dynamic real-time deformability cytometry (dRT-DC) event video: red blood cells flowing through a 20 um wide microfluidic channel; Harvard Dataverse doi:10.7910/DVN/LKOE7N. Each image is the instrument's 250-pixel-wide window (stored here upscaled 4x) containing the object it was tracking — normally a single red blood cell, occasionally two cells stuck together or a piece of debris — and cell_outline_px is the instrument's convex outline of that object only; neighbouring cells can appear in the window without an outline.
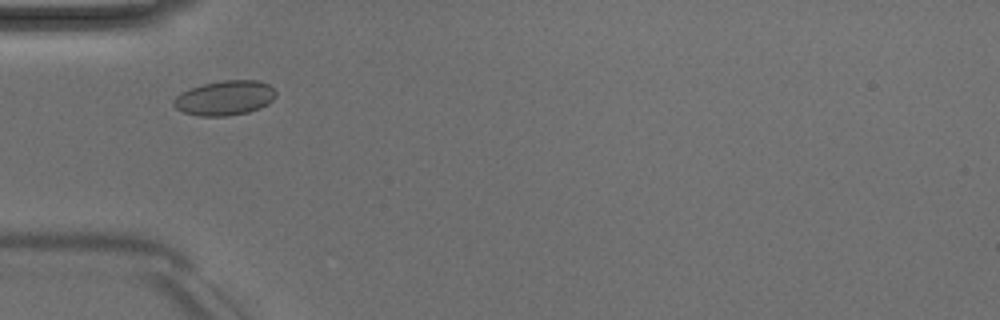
{"species": "Egyptian fruit bat (a non-hibernating species)", "species_latin": "Rousettus aegyptiacus", "temperature_condition": "room temperature", "stored_images_in_passage": 41, "camera_frame_rate_fps": 3000, "um_per_image_px": 0.085, "animal": {"sex": "male"}, "frame": {"image": 1, "passage_image": 7, "time_ms": 2.0, "image_size_px": [1000, 320], "cell_outline_px": [[276, 96], [268, 104], [260, 108], [248, 112], [224, 116], [200, 116], [184, 112], [176, 108], [172, 104], [172, 100], [180, 92], [204, 84], [224, 80], [256, 80], [268, 84], [276, 92]], "centroid_in_image_um": [19.1, 8.33], "position_along_channel_um": 65.9, "area_um2": 20.58}}
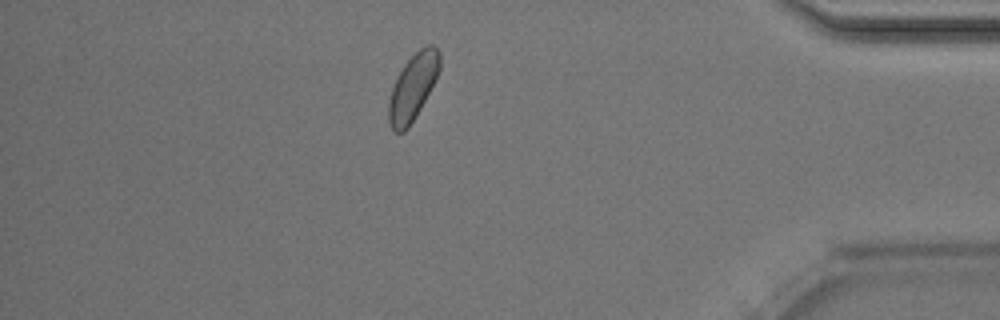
{"frame": {"image": 2, "passage_image": 35, "time_ms": 11.333, "image_size_px": [1000, 320], "cell_outline_px": [[440, 68], [420, 108], [408, 128], [404, 132], [396, 132], [392, 128], [388, 120], [388, 104], [392, 88], [396, 76], [404, 64], [420, 48], [428, 44], [432, 44], [440, 52]], "centroid_in_image_um": [35.07, 7.38], "position_along_channel_um": 400.1, "area_um2": 19.31}}